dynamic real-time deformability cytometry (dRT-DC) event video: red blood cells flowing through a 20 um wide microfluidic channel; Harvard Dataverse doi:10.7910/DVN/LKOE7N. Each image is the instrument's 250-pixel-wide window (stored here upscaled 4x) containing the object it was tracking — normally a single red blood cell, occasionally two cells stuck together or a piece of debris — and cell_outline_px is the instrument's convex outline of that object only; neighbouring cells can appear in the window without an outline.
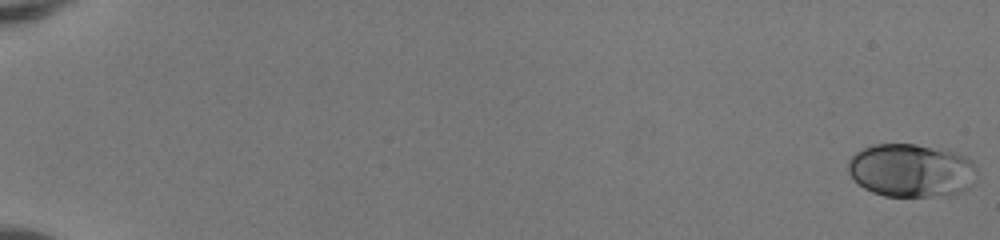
{"species": "human", "species_latin": "Homo sapiens", "temperature_condition": "room temperature", "stored_images_in_passage": 52, "camera_frame_rate_fps": 3000, "um_per_image_px": 0.085, "donor": {"sex": "female"}, "frame": {"image": 1, "passage_image": 1, "time_ms": 0.0, "image_size_px": [1000, 240], "cell_outline_px": [[976, 172], [968, 188], [960, 192], [928, 196], [884, 196], [872, 192], [864, 188], [848, 172], [848, 160], [856, 152], [872, 144], [916, 144], [944, 148], [956, 152], [972, 160], [976, 164]], "centroid_in_image_um": [77.45, 14.46], "position_along_channel_um": 7.6, "area_um2": 40.0}}
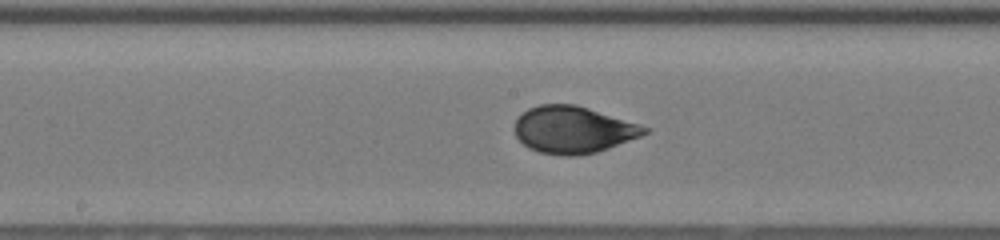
{"frame": {"image": 2, "passage_image": 30, "time_ms": 9.667, "image_size_px": [1000, 240], "cell_outline_px": [[652, 128], [648, 132], [640, 136], [608, 148], [596, 152], [576, 156], [568, 156], [540, 152], [528, 148], [516, 136], [516, 120], [528, 108], [540, 104], [576, 104], [640, 124]], "centroid_in_image_um": [48.74, 11.02], "position_along_channel_um": 199.5, "area_um2": 35.32}}
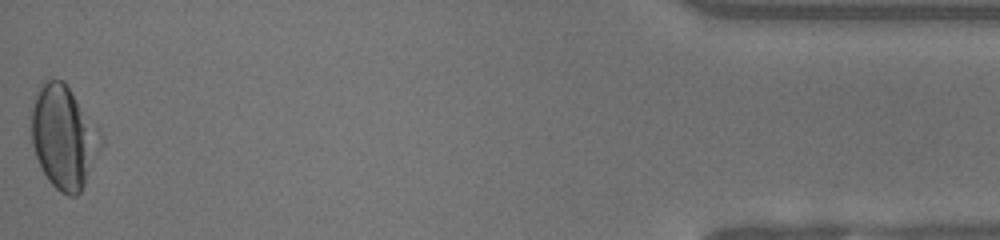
{"frame": {"image": 3, "passage_image": 52, "time_ms": 17.0, "image_size_px": [1000, 240], "cell_outline_px": [[104, 140], [84, 184], [80, 192], [76, 196], [68, 196], [60, 192], [48, 180], [36, 156], [32, 144], [32, 108], [36, 96], [44, 80], [64, 80], [100, 128], [104, 136]], "centroid_in_image_um": [5.46, 11.64], "position_along_channel_um": 429.7, "area_um2": 41.56}, "authors_computed_cell_mechanics": {"area_um2": 35.9227, "velocity_mm_per_s": 4.1658, "shape_relaxation_time_tau1_ms": 3.8389, "shape_relaxation_time_tau2_ms": null, "deformation_change_tau1": 0.1648, "deformation_change_tau2": null}}